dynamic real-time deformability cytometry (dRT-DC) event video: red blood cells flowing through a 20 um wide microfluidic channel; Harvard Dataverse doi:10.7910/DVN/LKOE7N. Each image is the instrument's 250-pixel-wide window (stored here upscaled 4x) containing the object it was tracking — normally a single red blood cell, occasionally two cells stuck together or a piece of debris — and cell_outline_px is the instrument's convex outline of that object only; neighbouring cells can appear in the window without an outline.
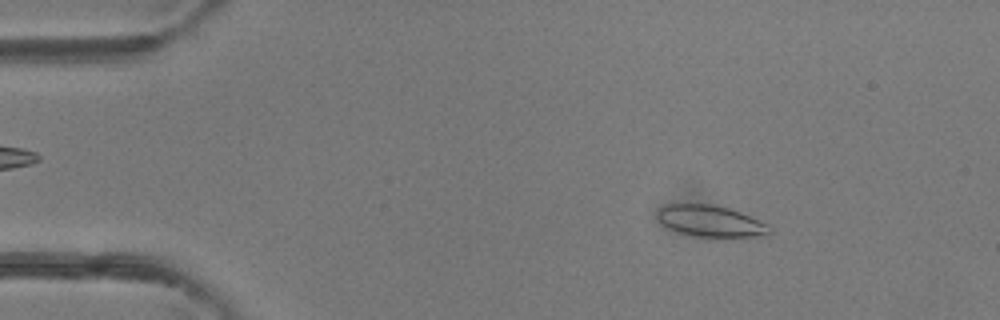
{"species": "common noctule bat (a hibernating species)", "species_latin": "Nyctalus noctula", "temperature_condition": "room temperature", "stored_images_in_passage": 47, "camera_frame_rate_fps": 3000, "um_per_image_px": 0.085, "animal": {"sex": "female"}, "frame": {"image": 1, "passage_image": 7, "time_ms": 2.0, "image_size_px": [1000, 320], "cell_outline_px": [[772, 232], [768, 236], [696, 236], [680, 232], [668, 228], [656, 216], [656, 208], [664, 204], [712, 204], [728, 208], [740, 212], [768, 224], [772, 228]], "centroid_in_image_um": [60.39, 18.77], "position_along_channel_um": 24.6, "area_um2": 20.46}}
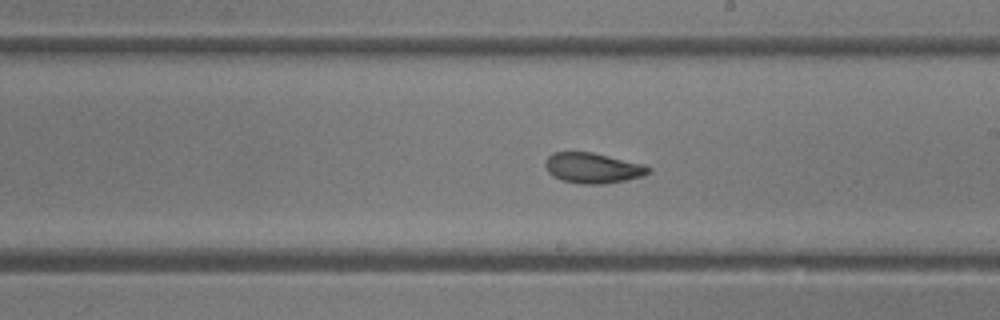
{"frame": {"image": 2, "passage_image": 27, "time_ms": 8.667, "image_size_px": [1000, 320], "cell_outline_px": [[652, 172], [644, 176], [604, 184], [580, 184], [560, 180], [552, 176], [548, 172], [544, 164], [548, 156], [552, 152], [592, 152], [644, 164], [652, 168]], "centroid_in_image_um": [50.39, 14.28], "position_along_channel_um": 238.6, "area_um2": 18.5}}
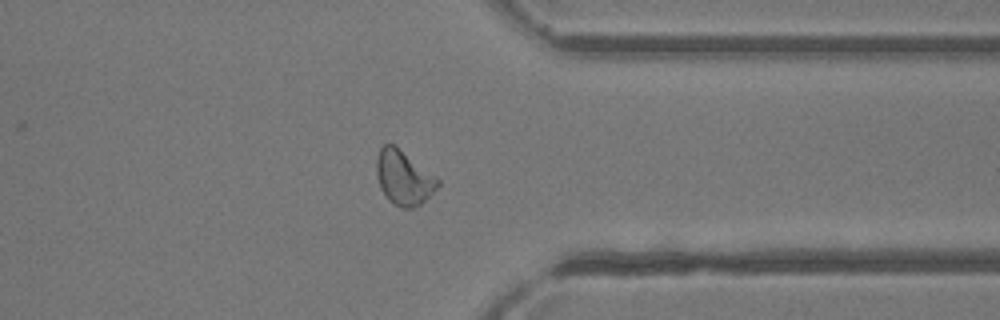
{"frame": {"image": 3, "passage_image": 37, "time_ms": 12.0, "image_size_px": [1000, 320], "cell_outline_px": [[440, 184], [420, 204], [412, 208], [400, 208], [388, 200], [380, 188], [376, 176], [376, 160], [380, 148], [384, 144], [396, 144], [436, 176], [440, 180]], "centroid_in_image_um": [34.29, 15.08], "position_along_channel_um": 377.1, "area_um2": 19.59}, "authors_computed_cell_mechanics": {"area_um2": 19.5942, "velocity_mm_per_s": 4.3216, "shape_relaxation_time_tau1_ms": 9.5986, "shape_relaxation_time_tau2_ms": 1.5104, "deformation_change_tau1": 0.1991, "deformation_change_tau2": 0.0614}}